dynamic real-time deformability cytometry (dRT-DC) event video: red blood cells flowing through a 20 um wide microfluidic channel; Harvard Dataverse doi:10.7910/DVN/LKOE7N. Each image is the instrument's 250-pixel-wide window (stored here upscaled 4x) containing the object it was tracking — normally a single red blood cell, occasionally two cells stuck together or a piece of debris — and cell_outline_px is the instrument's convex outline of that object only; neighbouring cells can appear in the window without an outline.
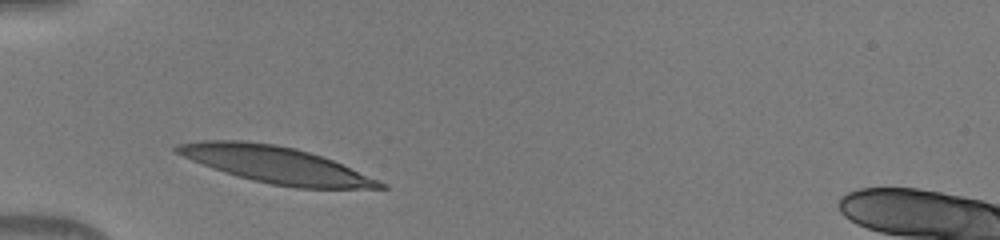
{"species": "human", "species_latin": "Homo sapiens", "temperature_condition": "warm", "stored_images_in_passage": 29, "camera_frame_rate_fps": 3000, "um_per_image_px": 0.085, "donor": {"sex": "male"}, "frame": {"image": 1, "passage_image": 1, "time_ms": 0.0, "image_size_px": [1000, 240], "cell_outline_px": [[388, 188], [296, 188], [272, 184], [252, 180], [224, 172], [192, 160], [172, 152], [172, 148], [176, 144], [200, 140], [244, 140], [276, 144], [296, 148], [332, 160], [380, 180], [388, 184]], "centroid_in_image_um": [23.41, 13.99], "position_along_channel_um": 61.6, "area_um2": 43.23}}
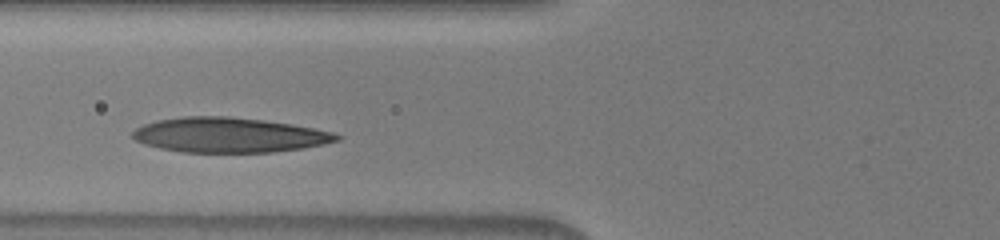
{"frame": {"image": 2, "passage_image": 5, "time_ms": 1.333, "image_size_px": [1000, 240], "cell_outline_px": [[340, 140], [324, 144], [304, 148], [272, 152], [184, 152], [160, 148], [144, 144], [136, 140], [132, 136], [132, 132], [136, 128], [144, 124], [156, 120], [184, 116], [228, 116], [264, 120], [292, 124], [332, 132], [340, 136]], "centroid_in_image_um": [19.46, 11.47], "position_along_channel_um": 106.3, "area_um2": 41.44}}
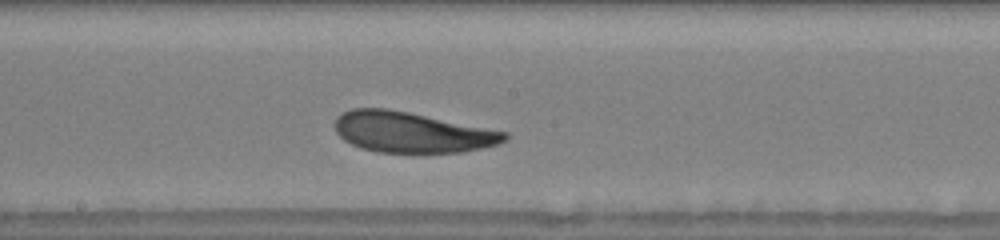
{"frame": {"image": 3, "passage_image": 13, "time_ms": 4.0, "image_size_px": [1000, 240], "cell_outline_px": [[508, 136], [504, 140], [496, 144], [480, 148], [460, 152], [376, 152], [360, 148], [344, 140], [336, 132], [336, 116], [352, 108], [388, 108], [508, 132]], "centroid_in_image_um": [34.96, 11.23], "position_along_channel_um": 213.2, "area_um2": 39.77}}